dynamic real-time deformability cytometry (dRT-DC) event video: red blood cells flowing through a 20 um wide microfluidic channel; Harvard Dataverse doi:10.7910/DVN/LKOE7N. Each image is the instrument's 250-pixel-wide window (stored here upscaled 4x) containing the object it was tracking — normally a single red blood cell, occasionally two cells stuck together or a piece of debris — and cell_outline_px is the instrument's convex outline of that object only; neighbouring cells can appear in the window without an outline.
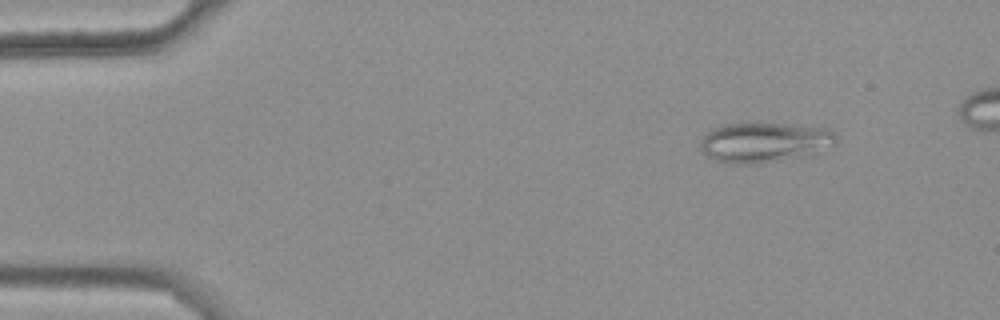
{"species": "common noctule bat (a hibernating species)", "species_latin": "Nyctalus noctula", "temperature_condition": "warm", "stored_images_in_passage": 30, "camera_frame_rate_fps": 3000, "um_per_image_px": 0.085, "animal": {"sex": "female", "body_mass_g": 25.1}, "frame": {"image": 1, "passage_image": 1, "time_ms": 0.0, "image_size_px": [1000, 320], "cell_outline_px": [[836, 144], [800, 156], [756, 164], [732, 164], [716, 160], [708, 156], [700, 148], [700, 140], [712, 128], [724, 124], [756, 120], [828, 128], [836, 132]], "centroid_in_image_um": [64.93, 12.04], "position_along_channel_um": 20.1, "area_um2": 32.19}}
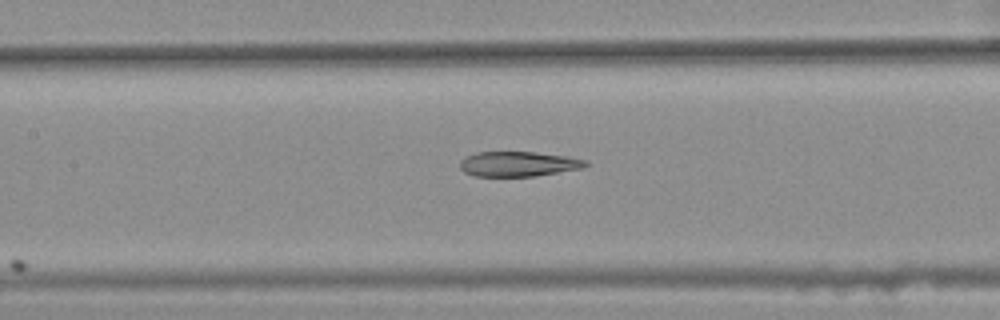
{"frame": {"image": 2, "passage_image": 20, "time_ms": 6.333, "image_size_px": [1000, 320], "cell_outline_px": [[588, 164], [584, 168], [536, 176], [476, 176], [464, 172], [460, 168], [460, 160], [464, 156], [476, 152], [536, 152], [568, 156], [588, 160]], "centroid_in_image_um": [44.07, 13.93], "position_along_channel_um": 163.3, "area_um2": 18.5}}
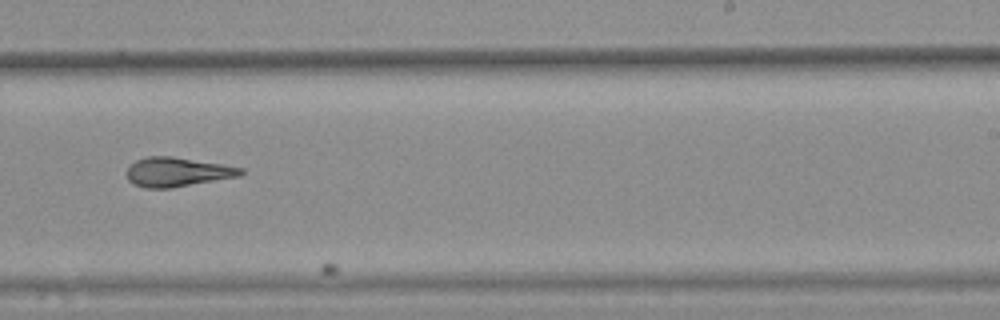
{"frame": {"image": 3, "passage_image": 29, "time_ms": 9.333, "image_size_px": [1000, 320], "cell_outline_px": [[244, 172], [240, 176], [172, 188], [148, 188], [132, 184], [128, 180], [128, 168], [136, 160], [148, 156], [172, 156], [244, 168]], "centroid_in_image_um": [15.08, 14.62], "position_along_channel_um": 273.9, "area_um2": 19.31}}